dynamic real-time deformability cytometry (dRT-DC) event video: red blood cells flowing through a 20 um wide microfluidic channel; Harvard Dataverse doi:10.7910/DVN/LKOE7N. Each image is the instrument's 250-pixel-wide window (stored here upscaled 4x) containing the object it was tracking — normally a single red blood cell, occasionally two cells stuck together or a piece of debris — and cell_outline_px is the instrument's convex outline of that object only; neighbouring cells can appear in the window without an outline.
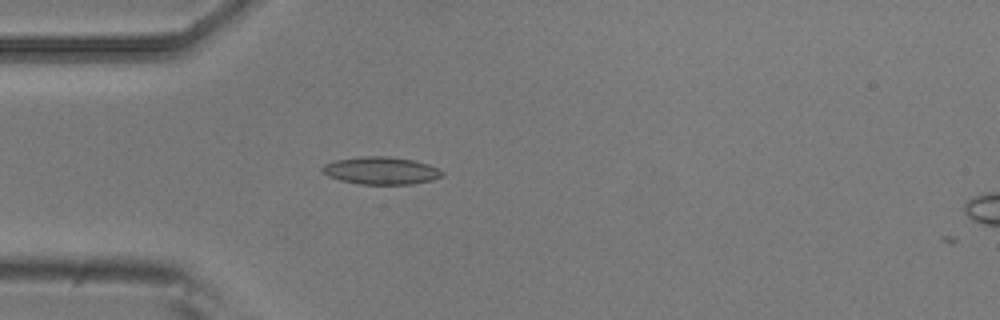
{"species": "common noctule bat (a hibernating species)", "species_latin": "Nyctalus noctula", "temperature_condition": "room temperature", "stored_images_in_passage": 5, "camera_frame_rate_fps": 3000, "um_per_image_px": 0.085, "animal": {"sex": "male", "body_mass_g": 20.5, "forearm_length_mm": 52.5}, "frame": {"image": 1, "passage_image": 4, "time_ms": 1.0, "image_size_px": [1000, 320], "cell_outline_px": [[444, 172], [440, 176], [432, 180], [412, 184], [360, 184], [340, 180], [328, 176], [320, 172], [320, 168], [324, 164], [336, 160], [360, 156], [388, 156], [412, 160], [428, 164]], "centroid_in_image_um": [32.33, 14.5], "position_along_channel_um": 52.7, "area_um2": 19.19}}